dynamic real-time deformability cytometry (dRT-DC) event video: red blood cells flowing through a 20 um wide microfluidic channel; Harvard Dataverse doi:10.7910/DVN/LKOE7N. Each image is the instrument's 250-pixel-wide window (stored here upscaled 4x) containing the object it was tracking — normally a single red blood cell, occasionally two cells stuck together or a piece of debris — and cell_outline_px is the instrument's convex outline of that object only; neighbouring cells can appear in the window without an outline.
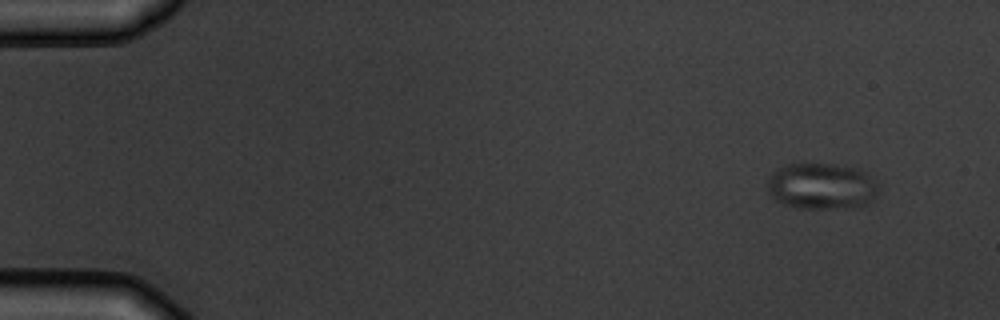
{"species": "common noctule bat (a hibernating species)", "species_latin": "Nyctalus noctula", "temperature_condition": "warm", "stored_images_in_passage": 8, "camera_frame_rate_fps": 3000, "um_per_image_px": 0.085, "animal": {"sex": "male", "body_mass_g": 19.5, "forearm_length_mm": 54.6}, "frame": {"image": 1, "passage_image": 1, "time_ms": 0.0, "image_size_px": [1000, 320], "cell_outline_px": [[880, 184], [872, 200], [868, 204], [848, 208], [796, 208], [780, 204], [768, 192], [768, 176], [772, 172], [784, 164], [836, 164], [860, 168], [876, 180]], "centroid_in_image_um": [69.84, 15.82], "position_along_channel_um": 15.2, "area_um2": 30.46}}